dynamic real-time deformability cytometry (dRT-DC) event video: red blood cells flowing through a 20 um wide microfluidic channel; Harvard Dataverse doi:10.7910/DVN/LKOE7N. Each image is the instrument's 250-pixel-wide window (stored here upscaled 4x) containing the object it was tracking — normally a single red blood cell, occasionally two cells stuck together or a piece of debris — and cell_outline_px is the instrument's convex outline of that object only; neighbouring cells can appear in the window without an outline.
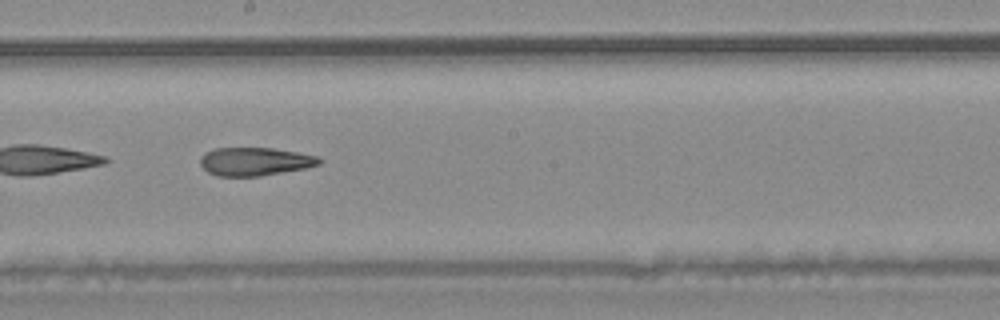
{"species": "common noctule bat (a hibernating species)", "species_latin": "Nyctalus noctula", "temperature_condition": "warm", "stored_images_in_passage": 50, "camera_frame_rate_fps": 3000, "um_per_image_px": 0.085, "animal": {"sex": "male", "body_mass_g": 20.4}, "frame": {"image": 1, "passage_image": 29, "time_ms": 9.333, "image_size_px": [1000, 320], "cell_outline_px": [[324, 160], [320, 164], [308, 168], [260, 176], [216, 176], [208, 172], [200, 164], [200, 156], [204, 152], [216, 148], [272, 148], [320, 156]], "centroid_in_image_um": [21.69, 13.73], "position_along_channel_um": 226.5, "area_um2": 19.83}, "authors_computed_cell_mechanics": {"area_um2": 22.1952, "velocity_mm_per_s": 4.2481, "shape_relaxation_time_tau1_ms": null, "shape_relaxation_time_tau2_ms": 4.7193, "deformation_change_tau1": null, "deformation_change_tau2": 0.1604}}